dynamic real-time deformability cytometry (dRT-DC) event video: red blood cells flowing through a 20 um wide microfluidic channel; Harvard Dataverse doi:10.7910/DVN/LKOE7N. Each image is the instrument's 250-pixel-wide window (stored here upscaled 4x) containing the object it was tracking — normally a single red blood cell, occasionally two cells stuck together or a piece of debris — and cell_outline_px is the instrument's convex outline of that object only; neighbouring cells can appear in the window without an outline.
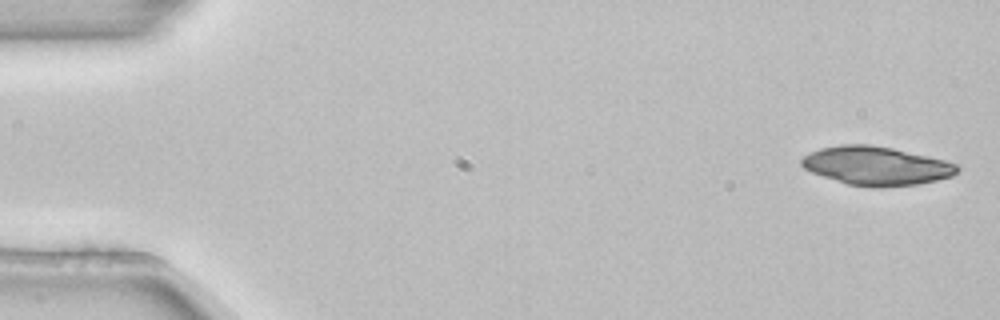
{"species": "common noctule bat (a hibernating species)", "species_latin": "Nyctalus noctula", "temperature_condition": "room temperature", "stored_images_in_passage": 5, "camera_frame_rate_fps": 3000, "um_per_image_px": 0.085, "animal": {"sex": "female", "body_mass_g": 22.7, "forearm_length_mm": 54.2}, "frame": {"image": 1, "passage_image": 1, "time_ms": 0.0, "image_size_px": [1000, 320], "cell_outline_px": [[960, 168], [952, 176], [936, 180], [916, 184], [880, 188], [872, 188], [848, 184], [812, 172], [804, 168], [800, 164], [800, 160], [804, 156], [820, 148], [840, 144], [872, 144], [892, 148], [928, 156], [944, 160], [956, 164]], "centroid_in_image_um": [74.47, 14.09], "position_along_channel_um": 10.5, "area_um2": 34.97}}